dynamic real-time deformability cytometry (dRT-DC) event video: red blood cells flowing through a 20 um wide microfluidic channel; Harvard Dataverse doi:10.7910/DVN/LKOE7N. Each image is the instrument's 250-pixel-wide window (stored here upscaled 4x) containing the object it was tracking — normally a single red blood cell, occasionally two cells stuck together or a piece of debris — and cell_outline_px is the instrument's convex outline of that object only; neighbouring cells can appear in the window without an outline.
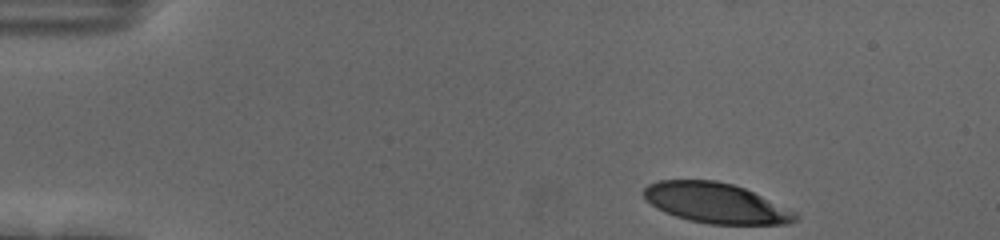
{"species": "human", "species_latin": "Homo sapiens", "temperature_condition": "cold", "stored_images_in_passage": 48, "camera_frame_rate_fps": 3000, "um_per_image_px": 0.085, "donor": {"sex": "female"}, "frame": {"image": 1, "passage_image": 1, "time_ms": 0.0, "image_size_px": [1000, 240], "cell_outline_px": [[800, 220], [788, 224], [712, 224], [688, 220], [664, 212], [656, 208], [644, 196], [644, 188], [648, 184], [660, 180], [716, 180], [732, 184], [744, 188], [796, 212], [800, 216]], "centroid_in_image_um": [60.87, 17.27], "position_along_channel_um": 24.1, "area_um2": 35.37}}
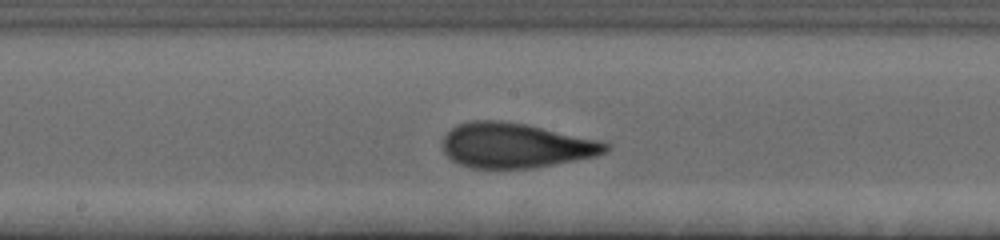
{"frame": {"image": 2, "passage_image": 23, "time_ms": 7.333, "image_size_px": [1000, 240], "cell_outline_px": [[608, 148], [604, 152], [596, 156], [532, 168], [472, 168], [460, 164], [452, 160], [444, 152], [444, 136], [456, 124], [468, 120], [500, 120], [524, 124], [604, 140], [608, 144]], "centroid_in_image_um": [43.83, 12.35], "position_along_channel_um": 204.4, "area_um2": 42.6}}
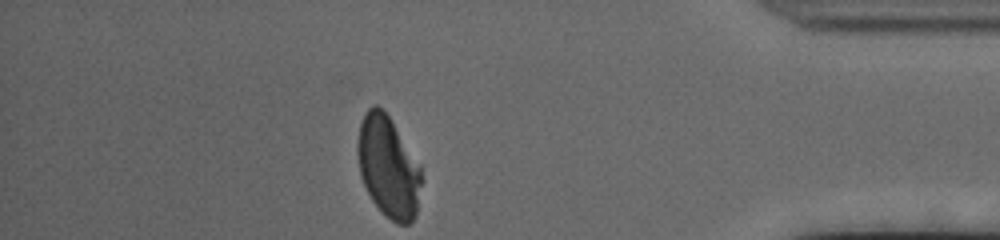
{"frame": {"image": 3, "passage_image": 42, "time_ms": 13.667, "image_size_px": [1000, 240], "cell_outline_px": [[420, 184], [416, 216], [408, 224], [396, 224], [384, 216], [372, 200], [360, 176], [356, 152], [356, 144], [360, 124], [364, 112], [372, 104], [376, 104], [388, 116], [420, 168]], "centroid_in_image_um": [32.94, 14.21], "position_along_channel_um": 402.3, "area_um2": 37.17}, "authors_computed_cell_mechanics": {"area_um2": 40.6912, "velocity_mm_per_s": 3.6679, "shape_relaxation_time_tau1_ms": 4.3165, "shape_relaxation_time_tau2_ms": 0.982, "deformation_change_tau1": 0.1945, "deformation_change_tau2": 0.0807}}